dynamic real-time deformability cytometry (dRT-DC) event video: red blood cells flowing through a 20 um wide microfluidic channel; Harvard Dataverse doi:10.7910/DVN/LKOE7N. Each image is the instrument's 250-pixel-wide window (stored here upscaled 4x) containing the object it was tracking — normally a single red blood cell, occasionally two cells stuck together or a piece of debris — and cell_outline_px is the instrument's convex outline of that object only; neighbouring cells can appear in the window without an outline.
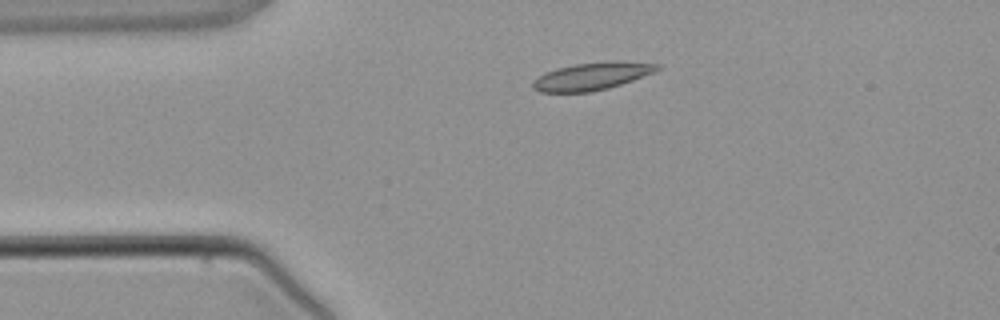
{"species": "common noctule bat (a hibernating species)", "species_latin": "Nyctalus noctula", "temperature_condition": "warm", "stored_images_in_passage": 3, "camera_frame_rate_fps": 3000, "um_per_image_px": 0.085, "animal": {"sex": "male", "body_mass_g": 21.5, "forearm_length_mm": 52.0}, "frame": {"image": 1, "passage_image": 2, "time_ms": 1.0, "image_size_px": [1000, 320], "cell_outline_px": [[660, 68], [656, 72], [608, 88], [592, 92], [540, 92], [532, 88], [532, 84], [544, 72], [556, 68], [576, 64], [612, 60], [620, 60], [660, 64]], "centroid_in_image_um": [50.35, 6.46], "position_along_channel_um": 34.6, "area_um2": 20.06}}
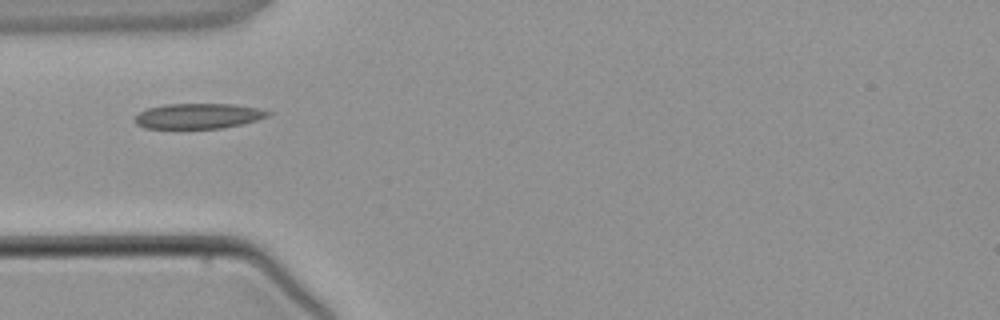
{"frame": {"image": 2, "passage_image": 3, "time_ms": 2.333, "image_size_px": [1000, 320], "cell_outline_px": [[272, 112], [268, 116], [256, 120], [224, 128], [144, 128], [136, 124], [132, 120], [140, 112], [148, 108], [164, 104], [232, 104], [260, 108]], "centroid_in_image_um": [16.84, 9.86], "position_along_channel_um": 68.2, "area_um2": 19.59}}